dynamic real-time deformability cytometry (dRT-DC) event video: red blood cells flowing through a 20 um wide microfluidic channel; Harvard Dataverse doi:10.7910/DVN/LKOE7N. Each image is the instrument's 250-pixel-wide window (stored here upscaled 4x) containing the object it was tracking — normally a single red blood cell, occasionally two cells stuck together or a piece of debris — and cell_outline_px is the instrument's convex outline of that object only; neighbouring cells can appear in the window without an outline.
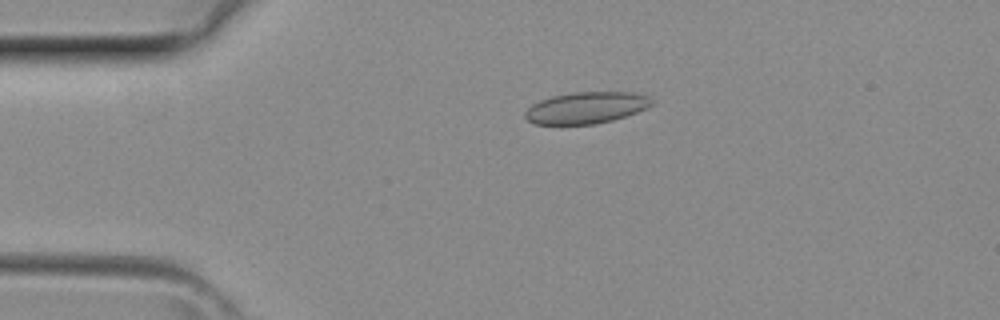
{"species": "common noctule bat (a hibernating species)", "species_latin": "Nyctalus noctula", "temperature_condition": "room temperature", "stored_images_in_passage": 1, "camera_frame_rate_fps": 3000, "um_per_image_px": 0.085, "animal": {"sex": "female", "body_mass_g": 29.2, "forearm_length_mm": 56.3}, "frame": {"image": 1, "passage_image": 1, "time_ms": 0.0, "image_size_px": [1000, 320], "cell_outline_px": [[652, 104], [636, 112], [612, 120], [596, 124], [532, 124], [524, 116], [524, 112], [532, 104], [540, 100], [552, 96], [576, 92], [632, 92], [648, 96], [652, 100]], "centroid_in_image_um": [49.78, 9.16], "position_along_channel_um": 35.2, "area_um2": 23.12}}